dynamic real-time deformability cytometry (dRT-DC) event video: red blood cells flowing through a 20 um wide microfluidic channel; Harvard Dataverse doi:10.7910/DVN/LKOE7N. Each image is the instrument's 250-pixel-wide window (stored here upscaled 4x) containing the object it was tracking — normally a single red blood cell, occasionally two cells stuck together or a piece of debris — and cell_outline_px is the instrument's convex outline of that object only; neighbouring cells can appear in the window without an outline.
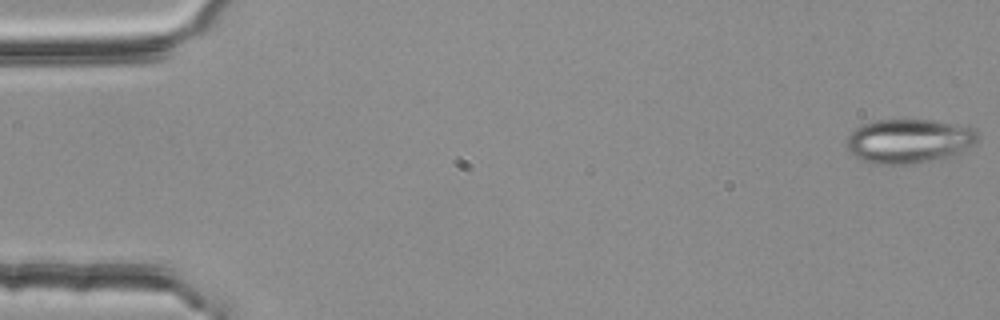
{"species": "common noctule bat (a hibernating species)", "species_latin": "Nyctalus noctula", "temperature_condition": "room temperature", "stored_images_in_passage": 54, "camera_frame_rate_fps": 3000, "um_per_image_px": 0.085, "animal": {"sex": "female", "body_mass_g": 25.1}, "frame": {"image": 1, "passage_image": 1, "time_ms": 0.0, "image_size_px": [1000, 320], "cell_outline_px": [[980, 136], [972, 144], [960, 152], [948, 156], [916, 164], [876, 164], [860, 160], [848, 152], [848, 136], [860, 124], [876, 120], [932, 120], [972, 128]], "centroid_in_image_um": [77.2, 11.99], "position_along_channel_um": 7.8, "area_um2": 33.52}}
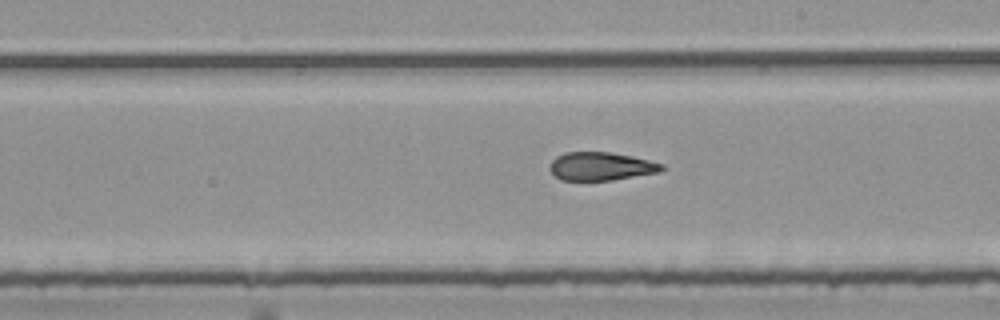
{"frame": {"image": 2, "passage_image": 31, "time_ms": 10.0, "image_size_px": [1000, 320], "cell_outline_px": [[664, 168], [660, 172], [612, 180], [560, 180], [548, 168], [552, 160], [556, 156], [564, 152], [608, 152], [632, 156], [664, 164]], "centroid_in_image_um": [51.07, 14.13], "position_along_channel_um": 237.9, "area_um2": 18.44}}
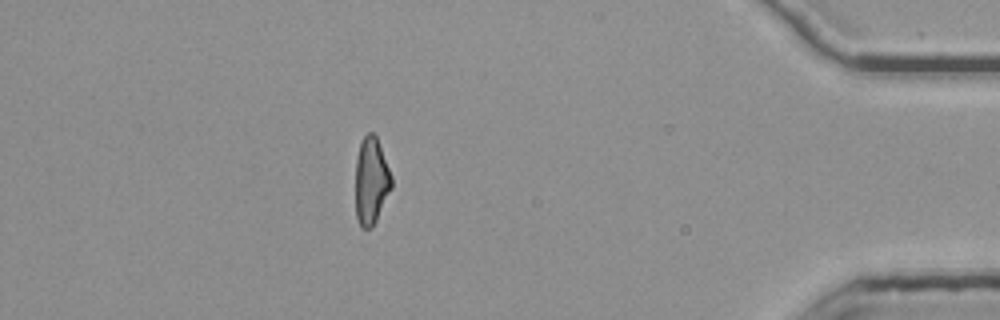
{"frame": {"image": 3, "passage_image": 48, "time_ms": 15.667, "image_size_px": [1000, 320], "cell_outline_px": [[392, 188], [372, 228], [360, 228], [356, 216], [356, 156], [360, 140], [368, 132], [372, 132], [376, 136], [392, 176]], "centroid_in_image_um": [31.54, 15.37], "position_along_channel_um": 403.7, "area_um2": 18.38}, "authors_computed_cell_mechanics": {"area_um2": 19.6809, "velocity_mm_per_s": 3.7963, "shape_relaxation_time_tau1_ms": null, "shape_relaxation_time_tau2_ms": 2.1138, "deformation_change_tau1": null, "deformation_change_tau2": 0.1031}}